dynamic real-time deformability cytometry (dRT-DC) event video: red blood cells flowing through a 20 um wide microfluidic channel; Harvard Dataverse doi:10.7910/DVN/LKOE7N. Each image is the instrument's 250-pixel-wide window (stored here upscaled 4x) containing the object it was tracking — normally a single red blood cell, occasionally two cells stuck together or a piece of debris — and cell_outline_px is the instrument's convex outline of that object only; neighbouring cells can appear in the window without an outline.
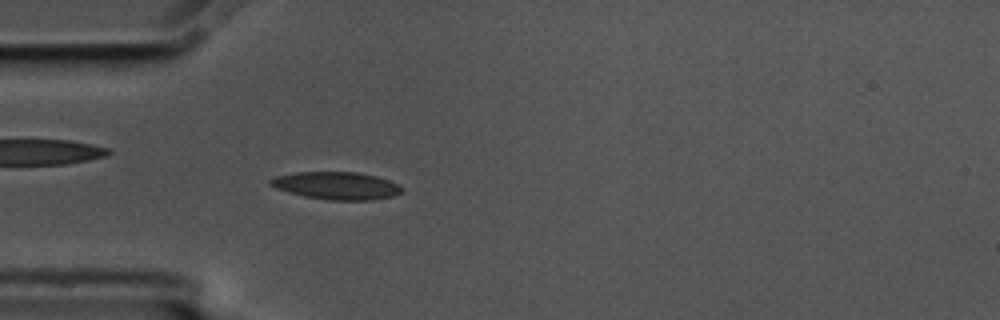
{"species": "common noctule bat (a hibernating species)", "species_latin": "Nyctalus noctula", "temperature_condition": "cold", "stored_images_in_passage": 56, "camera_frame_rate_fps": 3000, "um_per_image_px": 0.085, "animal": {"sex": "male", "body_mass_g": 17.5, "forearm_length_mm": 52.3}, "frame": {"image": 1, "passage_image": 16, "time_ms": 5.0, "image_size_px": [1000, 320], "cell_outline_px": [[404, 188], [400, 192], [392, 196], [372, 200], [328, 200], [304, 196], [288, 192], [276, 188], [268, 184], [268, 180], [276, 176], [296, 172], [356, 172], [376, 176], [388, 180]], "centroid_in_image_um": [28.56, 15.78], "position_along_channel_um": 56.4, "area_um2": 21.04}}
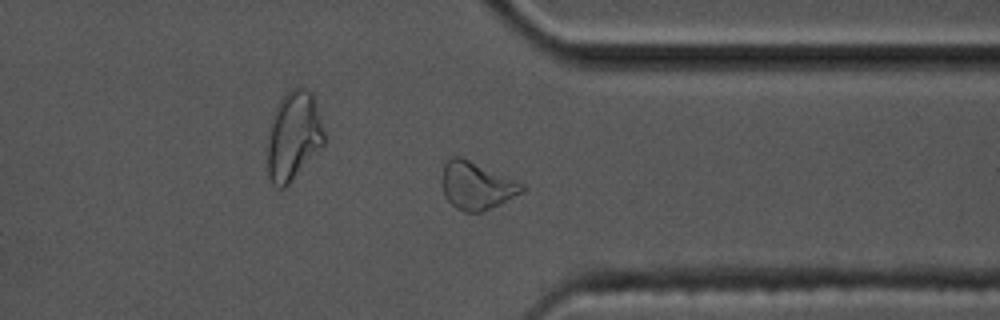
{"frame": {"image": 2, "passage_image": 43, "time_ms": 14.0, "image_size_px": [1000, 320], "cell_outline_px": [[524, 192], [480, 212], [464, 212], [456, 208], [444, 196], [444, 164], [452, 156], [460, 156], [524, 184]], "centroid_in_image_um": [40.51, 15.78], "position_along_channel_um": 370.9, "area_um2": 21.5}}
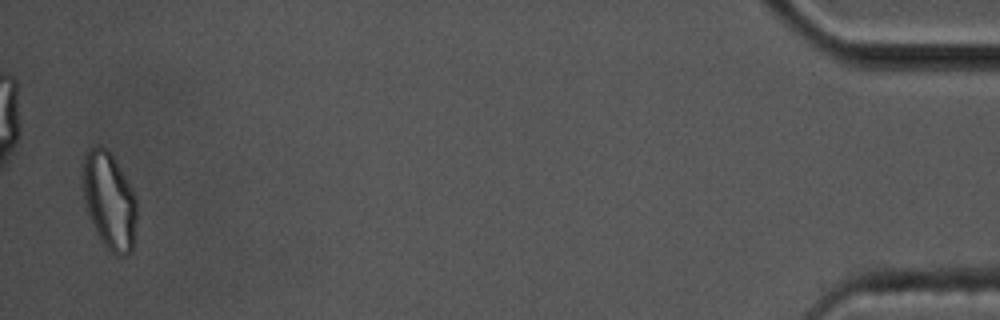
{"frame": {"image": 3, "passage_image": 55, "time_ms": 18.0, "image_size_px": [1000, 320], "cell_outline_px": [[136, 220], [132, 252], [128, 256], [116, 256], [100, 240], [96, 232], [84, 204], [84, 156], [88, 148], [96, 144], [108, 148], [116, 160], [132, 188], [136, 200]], "centroid_in_image_um": [9.31, 17.05], "position_along_channel_um": 425.9, "area_um2": 30.63}, "authors_computed_cell_mechanics": {"area_um2": 20.0277, "velocity_mm_per_s": 3.5672, "shape_relaxation_time_tau1_ms": null, "shape_relaxation_time_tau2_ms": 3.67, "deformation_change_tau1": null, "deformation_change_tau2": 0.1017}}